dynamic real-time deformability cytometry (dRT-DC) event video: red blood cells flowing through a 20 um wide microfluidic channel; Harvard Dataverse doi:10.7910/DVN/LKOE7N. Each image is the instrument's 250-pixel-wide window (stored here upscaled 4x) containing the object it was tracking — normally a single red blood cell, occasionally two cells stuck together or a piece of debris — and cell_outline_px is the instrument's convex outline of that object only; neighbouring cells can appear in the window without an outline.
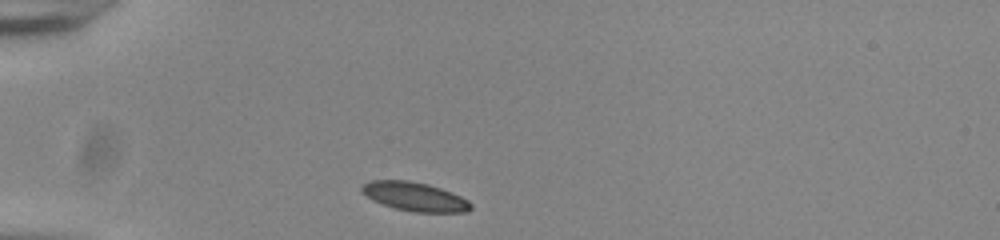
{"species": "common noctule bat (a hibernating species)", "species_latin": "Nyctalus noctula", "temperature_condition": "room temperature", "stored_images_in_passage": 32, "camera_frame_rate_fps": 3000, "um_per_image_px": 0.085, "animal": {"sex": "male", "body_mass_g": 20.0, "forearm_length_mm": 53.3}, "frame": {"image": 1, "passage_image": 1, "time_ms": 0.0, "image_size_px": [1000, 240], "cell_outline_px": [[472, 208], [468, 212], [412, 212], [396, 208], [372, 200], [360, 192], [360, 188], [364, 184], [372, 180], [408, 180], [428, 184], [452, 192], [468, 200], [472, 204]], "centroid_in_image_um": [35.26, 16.71], "position_along_channel_um": 49.7, "area_um2": 18.38}}
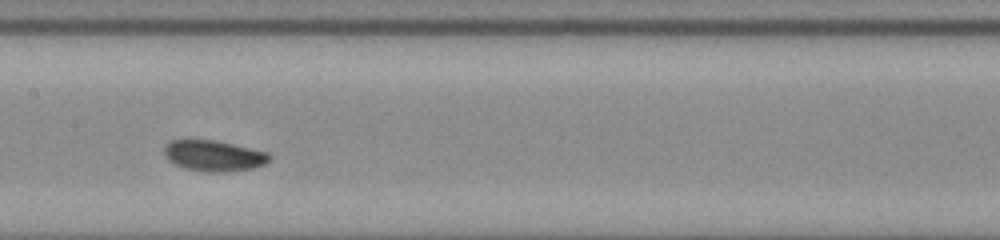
{"frame": {"image": 2, "passage_image": 14, "time_ms": 4.333, "image_size_px": [1000, 240], "cell_outline_px": [[272, 160], [264, 164], [252, 168], [224, 172], [208, 172], [188, 168], [176, 164], [168, 160], [164, 156], [164, 148], [172, 140], [216, 140], [268, 152], [272, 156]], "centroid_in_image_um": [18.22, 13.23], "position_along_channel_um": 189.2, "area_um2": 18.79}}
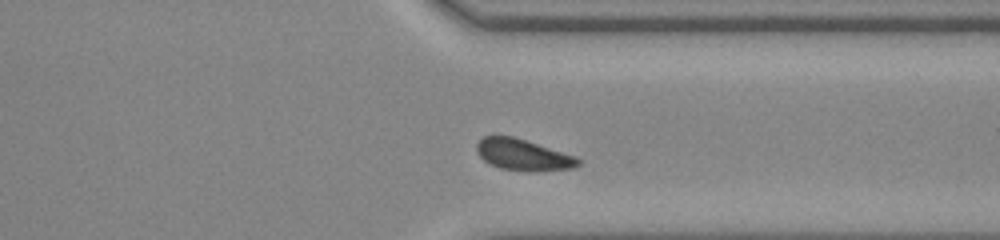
{"frame": {"image": 3, "passage_image": 28, "time_ms": 9.0, "image_size_px": [1000, 240], "cell_outline_px": [[580, 164], [576, 168], [532, 172], [500, 168], [484, 160], [476, 152], [476, 144], [484, 136], [512, 136], [576, 156], [580, 160]], "centroid_in_image_um": [44.48, 13.17], "position_along_channel_um": 366.9, "area_um2": 18.44}, "authors_computed_cell_mechanics": {"area_um2": 18.4382, "velocity_mm_per_s": 3.8093, "shape_relaxation_time_tau1_ms": 0.9569, "shape_relaxation_time_tau2_ms": 6.8912, "deformation_change_tau1": 0.0522, "deformation_change_tau2": 0.1127}}